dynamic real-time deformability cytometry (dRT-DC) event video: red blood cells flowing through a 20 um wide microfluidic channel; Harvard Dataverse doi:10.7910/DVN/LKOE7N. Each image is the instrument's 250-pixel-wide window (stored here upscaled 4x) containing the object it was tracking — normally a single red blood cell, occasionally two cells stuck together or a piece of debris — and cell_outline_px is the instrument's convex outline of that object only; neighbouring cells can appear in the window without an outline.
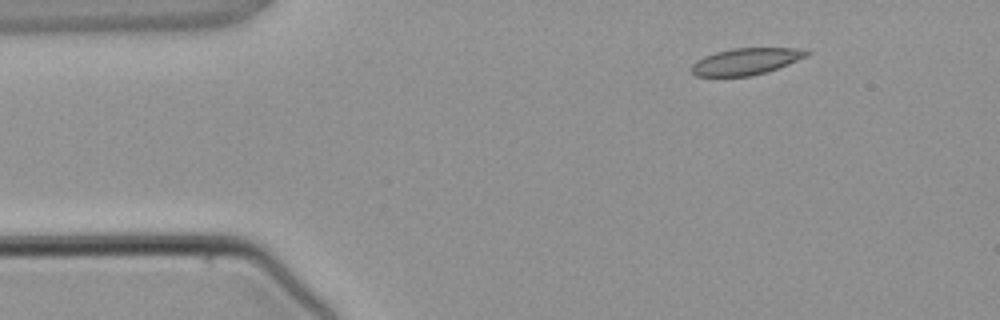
{"species": "common noctule bat (a hibernating species)", "species_latin": "Nyctalus noctula", "temperature_condition": "warm", "stored_images_in_passage": 3, "camera_frame_rate_fps": 3000, "um_per_image_px": 0.085, "animal": {"sex": "male", "body_mass_g": 21.5, "forearm_length_mm": 52.0}, "frame": {"image": 1, "passage_image": 1, "time_ms": 0.0, "image_size_px": [1000, 320], "cell_outline_px": [[812, 52], [808, 56], [788, 64], [752, 76], [696, 76], [692, 72], [692, 64], [696, 60], [704, 56], [716, 52], [732, 48], [796, 48]], "centroid_in_image_um": [63.4, 5.21], "position_along_channel_um": 21.6, "area_um2": 17.74}}
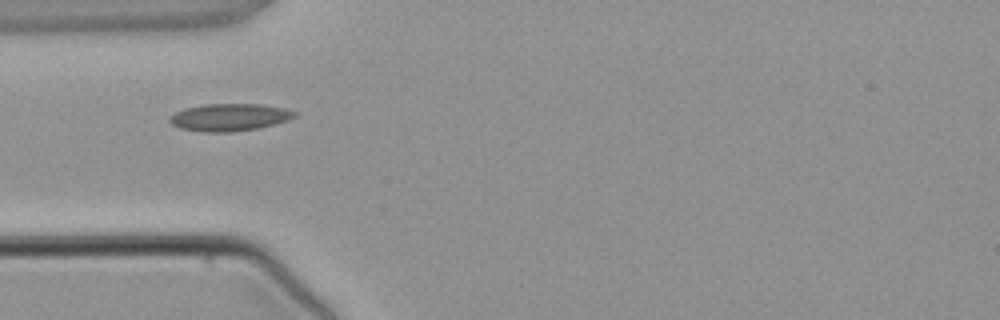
{"frame": {"image": 2, "passage_image": 3, "time_ms": 2.333, "image_size_px": [1000, 320], "cell_outline_px": [[300, 112], [296, 116], [288, 120], [260, 128], [232, 132], [204, 132], [180, 128], [172, 124], [168, 120], [168, 116], [184, 108], [204, 104], [260, 104], [284, 108]], "centroid_in_image_um": [19.51, 9.97], "position_along_channel_um": 65.5, "area_um2": 20.11}}